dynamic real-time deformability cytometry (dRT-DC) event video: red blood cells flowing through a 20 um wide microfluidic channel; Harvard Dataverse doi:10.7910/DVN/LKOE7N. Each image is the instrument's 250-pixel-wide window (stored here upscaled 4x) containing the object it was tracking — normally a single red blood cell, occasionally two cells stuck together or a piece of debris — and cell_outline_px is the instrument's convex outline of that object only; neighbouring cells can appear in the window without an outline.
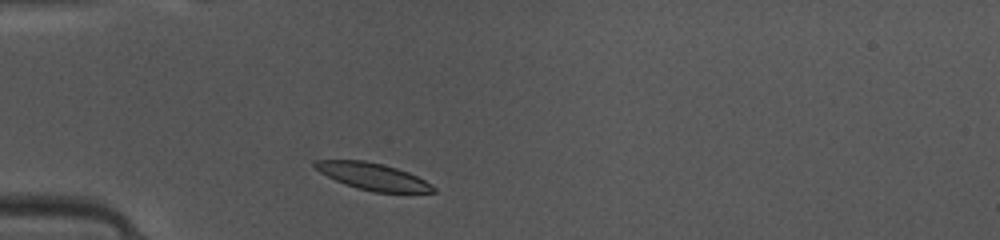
{"species": "common noctule bat (a hibernating species)", "species_latin": "Nyctalus noctula", "temperature_condition": "warm", "stored_images_in_passage": 35, "camera_frame_rate_fps": 3000, "um_per_image_px": 0.085, "animal": {"sex": "female", "body_mass_g": 10.0, "forearm_length_mm": 53.1}, "frame": {"image": 1, "passage_image": 1, "time_ms": 0.0, "image_size_px": [1000, 240], "cell_outline_px": [[436, 192], [372, 192], [356, 188], [344, 184], [320, 172], [312, 164], [316, 160], [364, 160], [396, 168], [408, 172], [432, 184], [436, 188]], "centroid_in_image_um": [31.69, 15.0], "position_along_channel_um": 53.3, "area_um2": 18.38}}
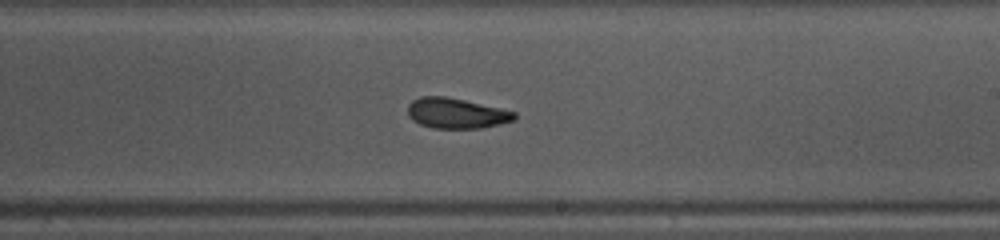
{"frame": {"image": 2, "passage_image": 16, "time_ms": 5.0, "image_size_px": [1000, 240], "cell_outline_px": [[516, 120], [500, 124], [480, 128], [432, 128], [420, 124], [412, 120], [408, 116], [408, 104], [412, 100], [420, 96], [444, 96], [464, 100], [500, 108], [516, 112]], "centroid_in_image_um": [38.77, 9.63], "position_along_channel_um": 250.2, "area_um2": 18.9}}
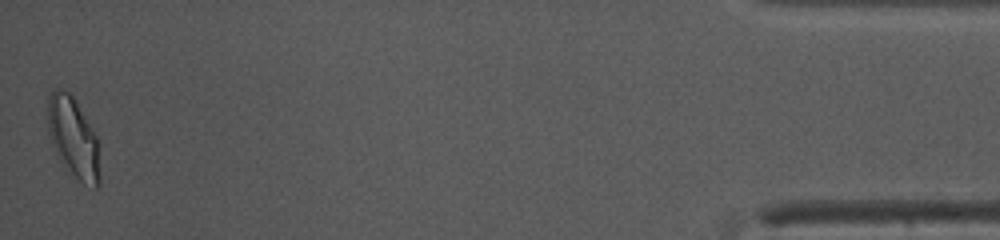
{"frame": {"image": 3, "passage_image": 35, "time_ms": 11.333, "image_size_px": [1000, 240], "cell_outline_px": [[100, 184], [96, 188], [84, 184], [68, 176], [52, 144], [48, 132], [48, 96], [56, 88], [60, 88], [68, 92], [76, 100], [96, 136], [100, 176]], "centroid_in_image_um": [6.22, 11.76], "position_along_channel_um": 429.0, "area_um2": 24.62}, "authors_computed_cell_mechanics": {"area_um2": 19.363, "velocity_mm_per_s": 4.1255, "shape_relaxation_time_tau1_ms": 2.5742, "shape_relaxation_time_tau2_ms": 2.6884, "deformation_change_tau1": 0.1381, "deformation_change_tau2": 0.0739}}